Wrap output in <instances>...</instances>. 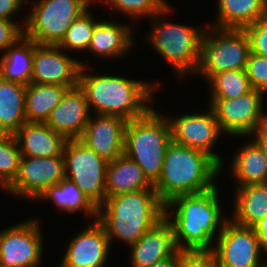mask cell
<instances>
[{
    "instance_id": "1",
    "label": "cell",
    "mask_w": 267,
    "mask_h": 267,
    "mask_svg": "<svg viewBox=\"0 0 267 267\" xmlns=\"http://www.w3.org/2000/svg\"><path fill=\"white\" fill-rule=\"evenodd\" d=\"M217 188L214 186L204 192L179 195L165 205V218L173 226L178 250L212 251L215 247L212 246L215 232L219 234L229 219L221 216ZM171 213L172 216L175 214L174 217L170 216Z\"/></svg>"
},
{
    "instance_id": "2",
    "label": "cell",
    "mask_w": 267,
    "mask_h": 267,
    "mask_svg": "<svg viewBox=\"0 0 267 267\" xmlns=\"http://www.w3.org/2000/svg\"><path fill=\"white\" fill-rule=\"evenodd\" d=\"M86 68L81 67L78 84L89 108L94 107L97 115L119 116L130 121L143 117L153 108L150 103L159 82L147 83L117 75H87Z\"/></svg>"
},
{
    "instance_id": "3",
    "label": "cell",
    "mask_w": 267,
    "mask_h": 267,
    "mask_svg": "<svg viewBox=\"0 0 267 267\" xmlns=\"http://www.w3.org/2000/svg\"><path fill=\"white\" fill-rule=\"evenodd\" d=\"M220 171L221 166L205 152L171 142L154 190L166 205L176 196L210 190L217 185L214 180Z\"/></svg>"
},
{
    "instance_id": "4",
    "label": "cell",
    "mask_w": 267,
    "mask_h": 267,
    "mask_svg": "<svg viewBox=\"0 0 267 267\" xmlns=\"http://www.w3.org/2000/svg\"><path fill=\"white\" fill-rule=\"evenodd\" d=\"M165 217V205L155 190L111 196L98 207V221L112 244L114 238L134 244Z\"/></svg>"
},
{
    "instance_id": "5",
    "label": "cell",
    "mask_w": 267,
    "mask_h": 267,
    "mask_svg": "<svg viewBox=\"0 0 267 267\" xmlns=\"http://www.w3.org/2000/svg\"><path fill=\"white\" fill-rule=\"evenodd\" d=\"M172 142L170 123L152 108L143 117L127 122L124 154L134 160L154 184L161 173L165 154Z\"/></svg>"
},
{
    "instance_id": "6",
    "label": "cell",
    "mask_w": 267,
    "mask_h": 267,
    "mask_svg": "<svg viewBox=\"0 0 267 267\" xmlns=\"http://www.w3.org/2000/svg\"><path fill=\"white\" fill-rule=\"evenodd\" d=\"M170 11V7H166L150 18L154 25L147 38L155 51L173 66L179 78H184L183 76L188 74H196L198 70L202 37L206 27L196 28L164 19L158 20Z\"/></svg>"
},
{
    "instance_id": "7",
    "label": "cell",
    "mask_w": 267,
    "mask_h": 267,
    "mask_svg": "<svg viewBox=\"0 0 267 267\" xmlns=\"http://www.w3.org/2000/svg\"><path fill=\"white\" fill-rule=\"evenodd\" d=\"M250 53V39L245 29L208 26L202 37L196 73L207 81L222 71L245 70Z\"/></svg>"
},
{
    "instance_id": "8",
    "label": "cell",
    "mask_w": 267,
    "mask_h": 267,
    "mask_svg": "<svg viewBox=\"0 0 267 267\" xmlns=\"http://www.w3.org/2000/svg\"><path fill=\"white\" fill-rule=\"evenodd\" d=\"M95 0H40L26 17L24 35L38 45L57 46L71 24Z\"/></svg>"
},
{
    "instance_id": "9",
    "label": "cell",
    "mask_w": 267,
    "mask_h": 267,
    "mask_svg": "<svg viewBox=\"0 0 267 267\" xmlns=\"http://www.w3.org/2000/svg\"><path fill=\"white\" fill-rule=\"evenodd\" d=\"M65 177L99 207L106 199L108 162L79 139L67 140L63 150Z\"/></svg>"
},
{
    "instance_id": "10",
    "label": "cell",
    "mask_w": 267,
    "mask_h": 267,
    "mask_svg": "<svg viewBox=\"0 0 267 267\" xmlns=\"http://www.w3.org/2000/svg\"><path fill=\"white\" fill-rule=\"evenodd\" d=\"M264 92L252 89L245 95L233 99H211L219 127L223 133L250 136L267 125V114L263 112Z\"/></svg>"
},
{
    "instance_id": "11",
    "label": "cell",
    "mask_w": 267,
    "mask_h": 267,
    "mask_svg": "<svg viewBox=\"0 0 267 267\" xmlns=\"http://www.w3.org/2000/svg\"><path fill=\"white\" fill-rule=\"evenodd\" d=\"M215 241L211 252L218 267H267L260 259L262 245L253 227L236 224L229 218Z\"/></svg>"
},
{
    "instance_id": "12",
    "label": "cell",
    "mask_w": 267,
    "mask_h": 267,
    "mask_svg": "<svg viewBox=\"0 0 267 267\" xmlns=\"http://www.w3.org/2000/svg\"><path fill=\"white\" fill-rule=\"evenodd\" d=\"M39 221L27 220L0 232L1 267H37L43 252Z\"/></svg>"
},
{
    "instance_id": "13",
    "label": "cell",
    "mask_w": 267,
    "mask_h": 267,
    "mask_svg": "<svg viewBox=\"0 0 267 267\" xmlns=\"http://www.w3.org/2000/svg\"><path fill=\"white\" fill-rule=\"evenodd\" d=\"M64 178L63 154L53 157L21 156L17 176L5 191L28 200H37L48 187Z\"/></svg>"
},
{
    "instance_id": "14",
    "label": "cell",
    "mask_w": 267,
    "mask_h": 267,
    "mask_svg": "<svg viewBox=\"0 0 267 267\" xmlns=\"http://www.w3.org/2000/svg\"><path fill=\"white\" fill-rule=\"evenodd\" d=\"M206 113H190L180 117L168 118L171 127L172 142L205 152L223 169V159L213 151L218 138L223 133L213 109Z\"/></svg>"
},
{
    "instance_id": "15",
    "label": "cell",
    "mask_w": 267,
    "mask_h": 267,
    "mask_svg": "<svg viewBox=\"0 0 267 267\" xmlns=\"http://www.w3.org/2000/svg\"><path fill=\"white\" fill-rule=\"evenodd\" d=\"M82 62L63 53L54 45H38L34 41L31 83L62 85L72 88L78 85Z\"/></svg>"
},
{
    "instance_id": "16",
    "label": "cell",
    "mask_w": 267,
    "mask_h": 267,
    "mask_svg": "<svg viewBox=\"0 0 267 267\" xmlns=\"http://www.w3.org/2000/svg\"><path fill=\"white\" fill-rule=\"evenodd\" d=\"M110 240L104 226L93 220L92 224L69 241L61 267H103L108 259Z\"/></svg>"
},
{
    "instance_id": "17",
    "label": "cell",
    "mask_w": 267,
    "mask_h": 267,
    "mask_svg": "<svg viewBox=\"0 0 267 267\" xmlns=\"http://www.w3.org/2000/svg\"><path fill=\"white\" fill-rule=\"evenodd\" d=\"M88 120L79 140L107 162L124 154L127 120L119 116L97 115Z\"/></svg>"
},
{
    "instance_id": "18",
    "label": "cell",
    "mask_w": 267,
    "mask_h": 267,
    "mask_svg": "<svg viewBox=\"0 0 267 267\" xmlns=\"http://www.w3.org/2000/svg\"><path fill=\"white\" fill-rule=\"evenodd\" d=\"M90 117L86 95L78 84L67 89L46 124L67 140L79 139Z\"/></svg>"
},
{
    "instance_id": "19",
    "label": "cell",
    "mask_w": 267,
    "mask_h": 267,
    "mask_svg": "<svg viewBox=\"0 0 267 267\" xmlns=\"http://www.w3.org/2000/svg\"><path fill=\"white\" fill-rule=\"evenodd\" d=\"M131 267H151L156 262L173 256L178 247L174 229L165 217L130 245Z\"/></svg>"
},
{
    "instance_id": "20",
    "label": "cell",
    "mask_w": 267,
    "mask_h": 267,
    "mask_svg": "<svg viewBox=\"0 0 267 267\" xmlns=\"http://www.w3.org/2000/svg\"><path fill=\"white\" fill-rule=\"evenodd\" d=\"M21 156L53 157L63 154L67 139L46 123L25 122L15 133Z\"/></svg>"
},
{
    "instance_id": "21",
    "label": "cell",
    "mask_w": 267,
    "mask_h": 267,
    "mask_svg": "<svg viewBox=\"0 0 267 267\" xmlns=\"http://www.w3.org/2000/svg\"><path fill=\"white\" fill-rule=\"evenodd\" d=\"M105 190L108 198L123 193L154 190V185L134 160L122 154L107 164Z\"/></svg>"
},
{
    "instance_id": "22",
    "label": "cell",
    "mask_w": 267,
    "mask_h": 267,
    "mask_svg": "<svg viewBox=\"0 0 267 267\" xmlns=\"http://www.w3.org/2000/svg\"><path fill=\"white\" fill-rule=\"evenodd\" d=\"M131 26L111 21H98L95 25L87 51L99 58H121L133 45ZM110 57V58H109Z\"/></svg>"
},
{
    "instance_id": "23",
    "label": "cell",
    "mask_w": 267,
    "mask_h": 267,
    "mask_svg": "<svg viewBox=\"0 0 267 267\" xmlns=\"http://www.w3.org/2000/svg\"><path fill=\"white\" fill-rule=\"evenodd\" d=\"M34 41L23 35L0 57V77L28 86L33 70Z\"/></svg>"
},
{
    "instance_id": "24",
    "label": "cell",
    "mask_w": 267,
    "mask_h": 267,
    "mask_svg": "<svg viewBox=\"0 0 267 267\" xmlns=\"http://www.w3.org/2000/svg\"><path fill=\"white\" fill-rule=\"evenodd\" d=\"M236 191L232 221L253 227L267 216V183L239 186Z\"/></svg>"
},
{
    "instance_id": "25",
    "label": "cell",
    "mask_w": 267,
    "mask_h": 267,
    "mask_svg": "<svg viewBox=\"0 0 267 267\" xmlns=\"http://www.w3.org/2000/svg\"><path fill=\"white\" fill-rule=\"evenodd\" d=\"M214 27L245 29L267 16V0H218Z\"/></svg>"
},
{
    "instance_id": "26",
    "label": "cell",
    "mask_w": 267,
    "mask_h": 267,
    "mask_svg": "<svg viewBox=\"0 0 267 267\" xmlns=\"http://www.w3.org/2000/svg\"><path fill=\"white\" fill-rule=\"evenodd\" d=\"M26 85L0 77V133L14 134L25 122Z\"/></svg>"
},
{
    "instance_id": "27",
    "label": "cell",
    "mask_w": 267,
    "mask_h": 267,
    "mask_svg": "<svg viewBox=\"0 0 267 267\" xmlns=\"http://www.w3.org/2000/svg\"><path fill=\"white\" fill-rule=\"evenodd\" d=\"M233 158L231 172L238 182L236 187L267 183V159L254 139L246 143Z\"/></svg>"
},
{
    "instance_id": "28",
    "label": "cell",
    "mask_w": 267,
    "mask_h": 267,
    "mask_svg": "<svg viewBox=\"0 0 267 267\" xmlns=\"http://www.w3.org/2000/svg\"><path fill=\"white\" fill-rule=\"evenodd\" d=\"M52 200L59 211L74 213L83 211L94 220H98V207L85 195L78 186L70 179L64 178L57 184L48 187L38 200Z\"/></svg>"
},
{
    "instance_id": "29",
    "label": "cell",
    "mask_w": 267,
    "mask_h": 267,
    "mask_svg": "<svg viewBox=\"0 0 267 267\" xmlns=\"http://www.w3.org/2000/svg\"><path fill=\"white\" fill-rule=\"evenodd\" d=\"M67 89L66 86L52 84L30 83L26 86L25 114L27 122L46 123Z\"/></svg>"
},
{
    "instance_id": "30",
    "label": "cell",
    "mask_w": 267,
    "mask_h": 267,
    "mask_svg": "<svg viewBox=\"0 0 267 267\" xmlns=\"http://www.w3.org/2000/svg\"><path fill=\"white\" fill-rule=\"evenodd\" d=\"M211 99H233L250 92L253 88L245 70H227L213 75L208 81Z\"/></svg>"
},
{
    "instance_id": "31",
    "label": "cell",
    "mask_w": 267,
    "mask_h": 267,
    "mask_svg": "<svg viewBox=\"0 0 267 267\" xmlns=\"http://www.w3.org/2000/svg\"><path fill=\"white\" fill-rule=\"evenodd\" d=\"M97 22L87 9L71 24L57 46L70 52L87 50Z\"/></svg>"
},
{
    "instance_id": "32",
    "label": "cell",
    "mask_w": 267,
    "mask_h": 267,
    "mask_svg": "<svg viewBox=\"0 0 267 267\" xmlns=\"http://www.w3.org/2000/svg\"><path fill=\"white\" fill-rule=\"evenodd\" d=\"M21 151L14 134L0 133V186L5 190L16 178Z\"/></svg>"
},
{
    "instance_id": "33",
    "label": "cell",
    "mask_w": 267,
    "mask_h": 267,
    "mask_svg": "<svg viewBox=\"0 0 267 267\" xmlns=\"http://www.w3.org/2000/svg\"><path fill=\"white\" fill-rule=\"evenodd\" d=\"M101 2L111 5L114 9L120 10L126 16L134 18L150 17L161 12L166 7L158 0H100Z\"/></svg>"
},
{
    "instance_id": "34",
    "label": "cell",
    "mask_w": 267,
    "mask_h": 267,
    "mask_svg": "<svg viewBox=\"0 0 267 267\" xmlns=\"http://www.w3.org/2000/svg\"><path fill=\"white\" fill-rule=\"evenodd\" d=\"M245 72L253 89L267 92V57L251 52Z\"/></svg>"
},
{
    "instance_id": "35",
    "label": "cell",
    "mask_w": 267,
    "mask_h": 267,
    "mask_svg": "<svg viewBox=\"0 0 267 267\" xmlns=\"http://www.w3.org/2000/svg\"><path fill=\"white\" fill-rule=\"evenodd\" d=\"M249 35L251 52L267 57V16L245 28Z\"/></svg>"
},
{
    "instance_id": "36",
    "label": "cell",
    "mask_w": 267,
    "mask_h": 267,
    "mask_svg": "<svg viewBox=\"0 0 267 267\" xmlns=\"http://www.w3.org/2000/svg\"><path fill=\"white\" fill-rule=\"evenodd\" d=\"M24 35V27L14 20L0 19V53Z\"/></svg>"
},
{
    "instance_id": "37",
    "label": "cell",
    "mask_w": 267,
    "mask_h": 267,
    "mask_svg": "<svg viewBox=\"0 0 267 267\" xmlns=\"http://www.w3.org/2000/svg\"><path fill=\"white\" fill-rule=\"evenodd\" d=\"M181 267H218L211 251H181Z\"/></svg>"
},
{
    "instance_id": "38",
    "label": "cell",
    "mask_w": 267,
    "mask_h": 267,
    "mask_svg": "<svg viewBox=\"0 0 267 267\" xmlns=\"http://www.w3.org/2000/svg\"><path fill=\"white\" fill-rule=\"evenodd\" d=\"M24 4V0H0V19L13 20Z\"/></svg>"
},
{
    "instance_id": "39",
    "label": "cell",
    "mask_w": 267,
    "mask_h": 267,
    "mask_svg": "<svg viewBox=\"0 0 267 267\" xmlns=\"http://www.w3.org/2000/svg\"><path fill=\"white\" fill-rule=\"evenodd\" d=\"M253 228L260 238L263 252L265 251L267 253V216L257 222Z\"/></svg>"
},
{
    "instance_id": "40",
    "label": "cell",
    "mask_w": 267,
    "mask_h": 267,
    "mask_svg": "<svg viewBox=\"0 0 267 267\" xmlns=\"http://www.w3.org/2000/svg\"><path fill=\"white\" fill-rule=\"evenodd\" d=\"M151 267H181V251L178 250L173 256L156 262Z\"/></svg>"
},
{
    "instance_id": "41",
    "label": "cell",
    "mask_w": 267,
    "mask_h": 267,
    "mask_svg": "<svg viewBox=\"0 0 267 267\" xmlns=\"http://www.w3.org/2000/svg\"><path fill=\"white\" fill-rule=\"evenodd\" d=\"M253 134L255 135L253 139L261 147L267 159V125L260 128L258 131H256Z\"/></svg>"
},
{
    "instance_id": "42",
    "label": "cell",
    "mask_w": 267,
    "mask_h": 267,
    "mask_svg": "<svg viewBox=\"0 0 267 267\" xmlns=\"http://www.w3.org/2000/svg\"><path fill=\"white\" fill-rule=\"evenodd\" d=\"M163 6H165V7H170L169 6V3L167 2V0L165 1V0H158Z\"/></svg>"
}]
</instances>
